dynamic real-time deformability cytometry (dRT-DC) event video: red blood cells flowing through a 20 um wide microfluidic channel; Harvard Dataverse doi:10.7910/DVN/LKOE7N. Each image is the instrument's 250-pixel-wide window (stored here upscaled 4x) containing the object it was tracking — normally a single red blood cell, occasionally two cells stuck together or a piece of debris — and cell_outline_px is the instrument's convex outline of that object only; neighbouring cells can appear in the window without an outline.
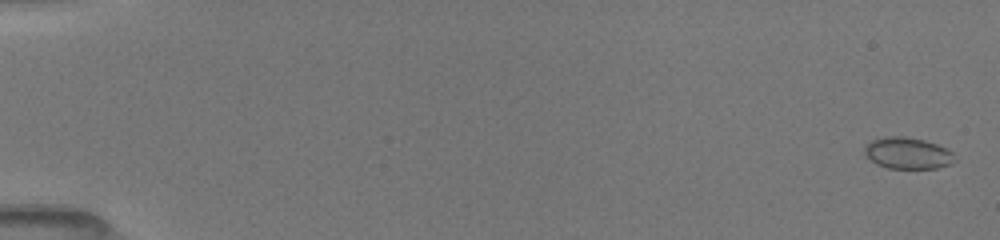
{"species": "common noctule bat (a hibernating species)", "species_latin": "Nyctalus noctula", "temperature_condition": "room temperature", "stored_images_in_passage": 14, "camera_frame_rate_fps": 3000, "um_per_image_px": 0.085, "animal": {"sex": "female", "body_mass_g": 19.5, "forearm_length_mm": 54.1}, "frame": {"image": 1, "passage_image": 2, "time_ms": 0.333, "image_size_px": [1000, 240], "cell_outline_px": [[956, 160], [952, 164], [936, 168], [888, 168], [876, 164], [864, 156], [864, 144], [872, 140], [884, 136], [904, 136], [924, 140], [936, 144], [952, 152]], "centroid_in_image_um": [77.1, 13.01], "position_along_channel_um": 7.9, "area_um2": 16.7}}